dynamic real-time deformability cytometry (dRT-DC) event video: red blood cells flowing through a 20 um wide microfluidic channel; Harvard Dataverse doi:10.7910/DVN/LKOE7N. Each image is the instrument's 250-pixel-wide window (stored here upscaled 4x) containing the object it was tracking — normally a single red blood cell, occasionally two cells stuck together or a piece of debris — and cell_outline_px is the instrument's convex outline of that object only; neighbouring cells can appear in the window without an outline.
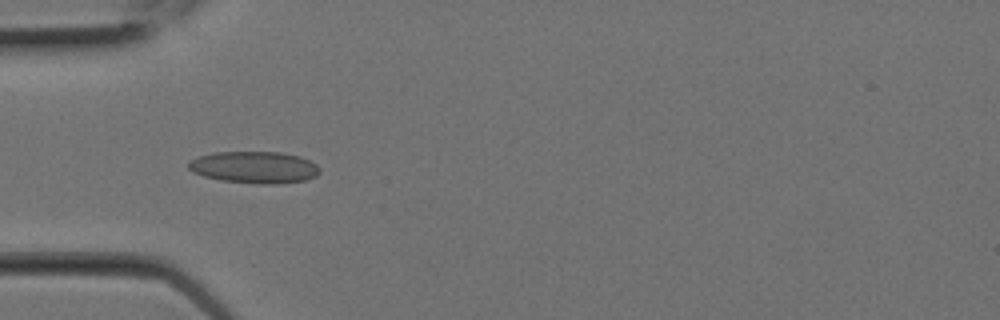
{"species": "Egyptian fruit bat (a non-hibernating species)", "species_latin": "Rousettus aegyptiacus", "temperature_condition": "room temperature", "stored_images_in_passage": 7, "camera_frame_rate_fps": 3000, "um_per_image_px": 0.085, "animal": {"sex": "female"}, "frame": {"image": 1, "passage_image": 6, "time_ms": 1.667, "image_size_px": [1000, 320], "cell_outline_px": [[320, 172], [316, 176], [304, 180], [280, 184], [260, 184], [220, 180], [204, 176], [192, 172], [188, 168], [188, 160], [212, 152], [280, 152], [300, 156], [316, 164], [320, 168]], "centroid_in_image_um": [21.61, 14.22], "position_along_channel_um": 63.4, "area_um2": 24.51}}